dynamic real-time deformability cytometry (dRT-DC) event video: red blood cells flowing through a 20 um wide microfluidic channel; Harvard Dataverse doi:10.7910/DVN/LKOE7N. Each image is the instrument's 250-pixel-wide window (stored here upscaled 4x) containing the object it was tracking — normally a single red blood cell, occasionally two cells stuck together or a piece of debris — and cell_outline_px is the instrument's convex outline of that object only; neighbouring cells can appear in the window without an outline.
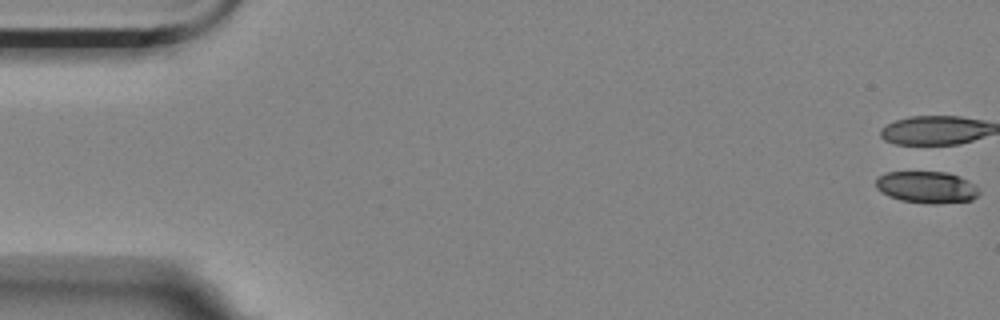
{"species": "Egyptian fruit bat (a non-hibernating species)", "species_latin": "Rousettus aegyptiacus", "temperature_condition": "room temperature", "stored_images_in_passage": 14, "camera_frame_rate_fps": 3000, "um_per_image_px": 0.085, "animal": {"sex": "female"}, "frame": {"image": 1, "passage_image": 1, "time_ms": 0.0, "image_size_px": [1000, 320], "cell_outline_px": [[980, 192], [972, 200], [940, 204], [928, 204], [900, 200], [888, 196], [880, 192], [876, 188], [876, 180], [880, 176], [888, 172], [948, 172], [972, 184]], "centroid_in_image_um": [78.72, 15.93], "position_along_channel_um": 6.3, "area_um2": 18.96}}